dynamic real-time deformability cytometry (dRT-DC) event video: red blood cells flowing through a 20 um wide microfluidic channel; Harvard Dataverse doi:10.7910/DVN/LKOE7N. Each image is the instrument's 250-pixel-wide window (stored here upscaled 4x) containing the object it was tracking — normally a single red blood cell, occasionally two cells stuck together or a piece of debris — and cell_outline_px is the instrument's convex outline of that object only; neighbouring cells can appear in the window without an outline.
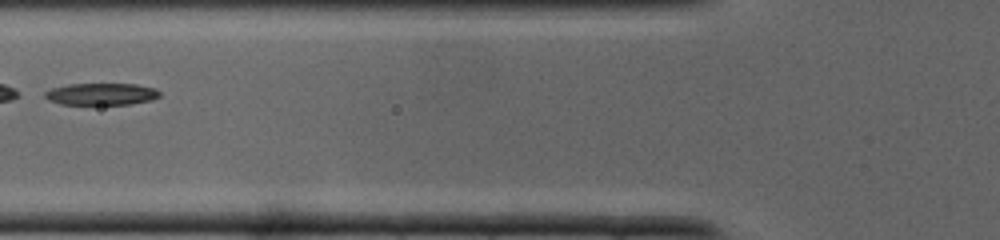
{"species": "common noctule bat (a hibernating species)", "species_latin": "Nyctalus noctula", "temperature_condition": "cold", "stored_images_in_passage": 32, "segment_of_instrument_passage": [2, 2], "camera_frame_rate_fps": 3000, "um_per_image_px": 0.085, "animal": {"sex": "male", "body_mass_g": 19.0, "forearm_length_mm": 50.8}, "frame": {"image": 1, "passage_image": 10, "time_ms": 3.0, "image_size_px": [1000, 240], "cell_outline_px": [[160, 96], [152, 100], [128, 104], [60, 104], [48, 100], [44, 96], [44, 92], [52, 88], [68, 84], [136, 84], [156, 88], [160, 92]], "centroid_in_image_um": [8.62, 7.99], "position_along_channel_um": 117.2, "area_um2": 14.68}}
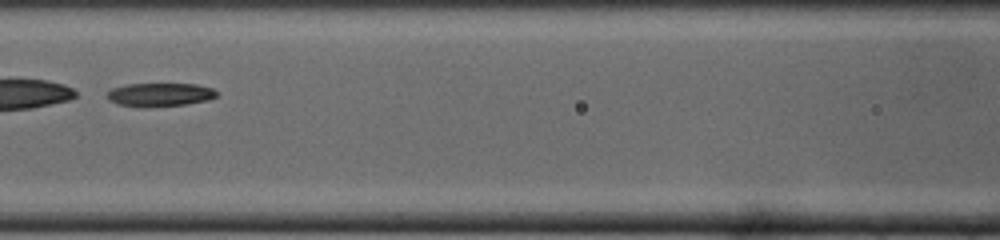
{"frame": {"image": 2, "passage_image": 12, "time_ms": 3.667, "image_size_px": [1000, 240], "cell_outline_px": [[220, 92], [216, 96], [208, 100], [184, 104], [144, 108], [116, 104], [108, 100], [108, 92], [112, 88], [128, 84], [196, 84], [212, 88]], "centroid_in_image_um": [13.59, 8.05], "position_along_channel_um": 153.0, "area_um2": 15.09}}
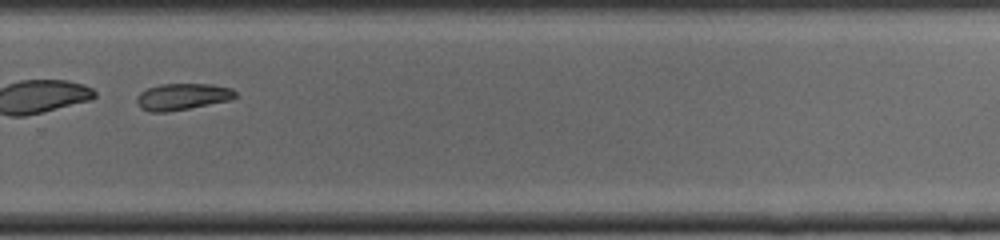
{"frame": {"image": 3, "passage_image": 21, "time_ms": 6.667, "image_size_px": [1000, 240], "cell_outline_px": [[236, 96], [228, 100], [188, 108], [164, 112], [152, 112], [140, 108], [136, 100], [136, 96], [140, 92], [148, 88], [160, 84], [212, 84], [232, 88], [236, 92]], "centroid_in_image_um": [15.47, 8.2], "position_along_channel_um": 314.3, "area_um2": 15.09}}